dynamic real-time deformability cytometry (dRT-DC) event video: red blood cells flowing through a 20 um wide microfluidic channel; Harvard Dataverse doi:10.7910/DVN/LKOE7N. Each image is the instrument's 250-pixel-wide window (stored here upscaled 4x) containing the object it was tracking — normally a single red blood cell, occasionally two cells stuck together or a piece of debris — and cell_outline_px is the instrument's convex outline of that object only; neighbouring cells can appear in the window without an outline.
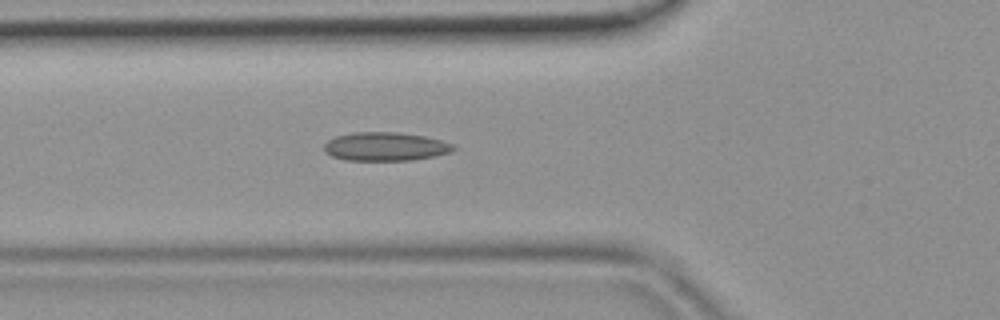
{"species": "common noctule bat (a hibernating species)", "species_latin": "Nyctalus noctula", "temperature_condition": "room temperature", "stored_images_in_passage": 36, "camera_frame_rate_fps": 3000, "um_per_image_px": 0.085, "animal": {"sex": "female", "body_mass_g": 19.9}, "frame": {"image": 1, "passage_image": 6, "time_ms": 1.667, "image_size_px": [1000, 320], "cell_outline_px": [[456, 148], [448, 152], [432, 156], [412, 160], [344, 160], [332, 156], [324, 152], [324, 144], [328, 140], [336, 136], [352, 132], [396, 132], [424, 136], [440, 140], [452, 144]], "centroid_in_image_um": [32.69, 12.45], "position_along_channel_um": 93.1, "area_um2": 21.39}}
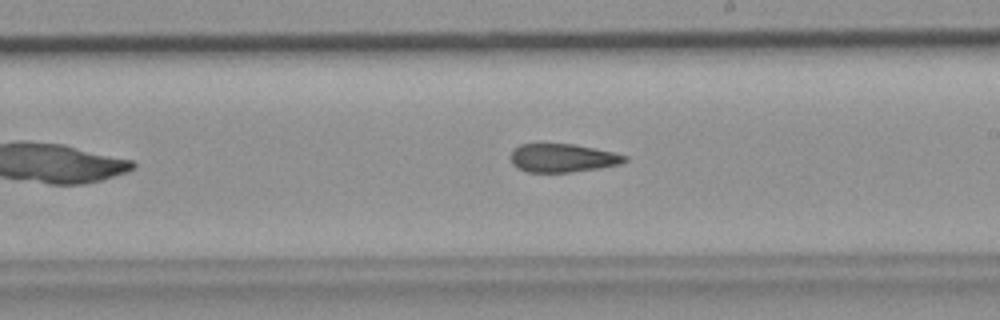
{"frame": {"image": 2, "passage_image": 16, "time_ms": 5.0, "image_size_px": [1000, 320], "cell_outline_px": [[628, 160], [620, 164], [600, 168], [568, 172], [528, 172], [516, 168], [512, 164], [512, 152], [520, 144], [572, 144], [612, 152], [628, 156]], "centroid_in_image_um": [47.83, 13.44], "position_along_channel_um": 241.2, "area_um2": 18.67}}
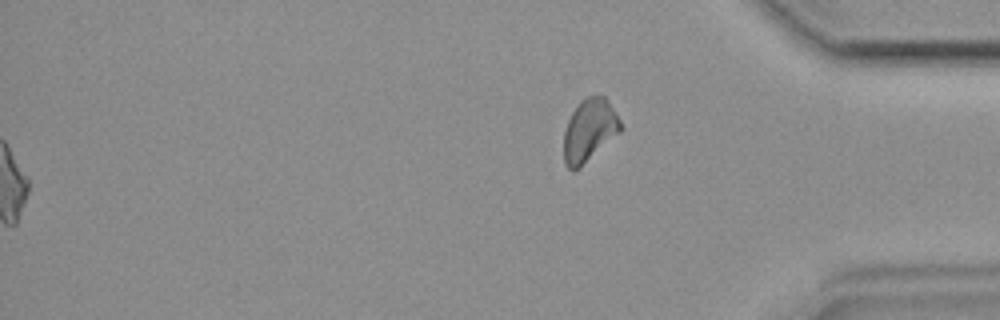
{"frame": {"image": 3, "passage_image": 36, "time_ms": 11.667, "image_size_px": [1000, 320], "cell_outline_px": [[624, 128], [620, 132], [580, 168], [572, 172], [564, 164], [564, 132], [568, 120], [572, 112], [580, 100], [584, 96], [604, 96], [608, 100], [620, 120]], "centroid_in_image_um": [50.09, 11.09], "position_along_channel_um": 385.1, "area_um2": 20.87}}